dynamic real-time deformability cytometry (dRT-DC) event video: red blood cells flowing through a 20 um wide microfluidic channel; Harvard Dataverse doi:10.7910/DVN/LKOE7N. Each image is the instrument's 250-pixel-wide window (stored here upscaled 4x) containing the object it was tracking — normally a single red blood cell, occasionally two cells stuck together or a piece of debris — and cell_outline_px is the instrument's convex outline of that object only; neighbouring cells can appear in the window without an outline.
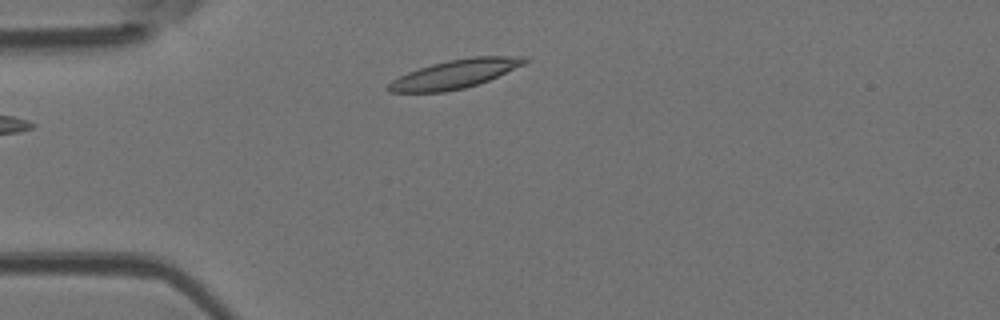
{"species": "Egyptian fruit bat (a non-hibernating species)", "species_latin": "Rousettus aegyptiacus", "temperature_condition": "room temperature", "stored_images_in_passage": 3, "camera_frame_rate_fps": 3000, "um_per_image_px": 0.085, "animal": {"sex": "female"}, "frame": {"image": 1, "passage_image": 3, "time_ms": 0.667, "image_size_px": [1000, 320], "cell_outline_px": [[532, 60], [524, 64], [488, 80], [464, 88], [444, 92], [388, 92], [384, 88], [392, 80], [408, 72], [432, 64], [448, 60], [472, 56], [528, 56]], "centroid_in_image_um": [38.68, 6.28], "position_along_channel_um": 46.3, "area_um2": 22.72}}